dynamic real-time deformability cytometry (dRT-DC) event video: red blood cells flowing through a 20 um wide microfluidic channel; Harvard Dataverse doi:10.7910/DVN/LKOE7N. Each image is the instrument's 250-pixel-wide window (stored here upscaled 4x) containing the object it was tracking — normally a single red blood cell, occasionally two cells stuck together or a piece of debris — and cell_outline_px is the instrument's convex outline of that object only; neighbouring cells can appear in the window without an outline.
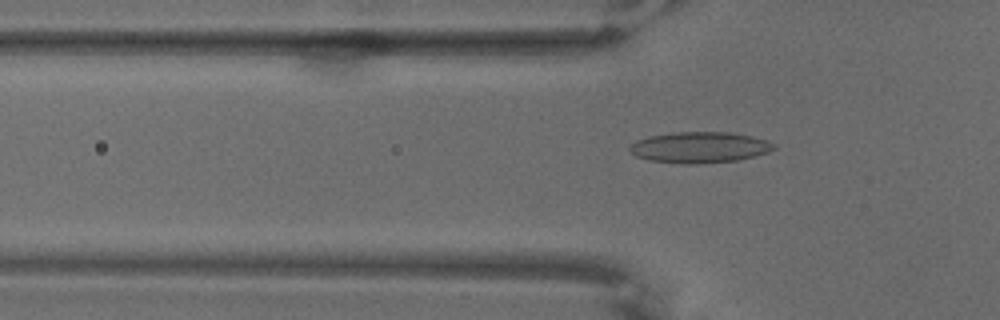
{"species": "common noctule bat (a hibernating species)", "species_latin": "Nyctalus noctula", "temperature_condition": "warm", "stored_images_in_passage": 66, "camera_frame_rate_fps": 3000, "um_per_image_px": 0.085, "animal": {"sex": "male", "body_mass_g": 18.8}, "frame": {"image": 1, "passage_image": 22, "time_ms": 7.0, "image_size_px": [1000, 320], "cell_outline_px": [[776, 148], [768, 152], [736, 160], [700, 164], [680, 164], [648, 160], [636, 156], [628, 152], [628, 144], [636, 140], [648, 136], [672, 132], [732, 132], [752, 136], [768, 140], [776, 144]], "centroid_in_image_um": [59.42, 12.52], "position_along_channel_um": 66.4, "area_um2": 26.47}}
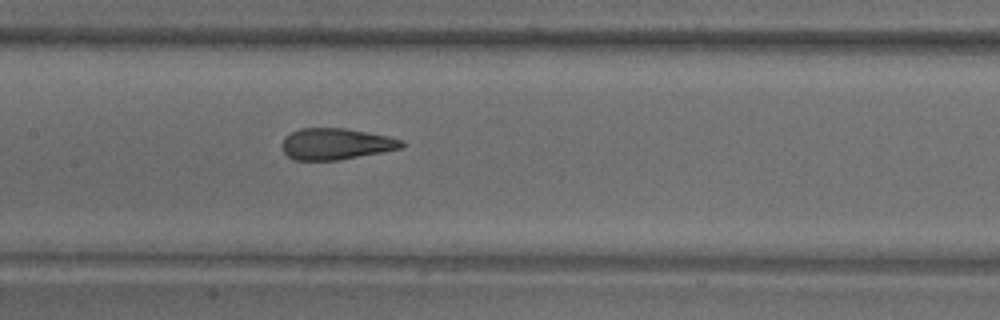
{"frame": {"image": 2, "passage_image": 33, "time_ms": 10.667, "image_size_px": [1000, 320], "cell_outline_px": [[408, 144], [400, 148], [340, 160], [296, 160], [288, 156], [284, 152], [280, 144], [284, 136], [300, 128], [344, 128], [388, 136], [404, 140]], "centroid_in_image_um": [28.54, 12.23], "position_along_channel_um": 178.9, "area_um2": 21.91}}
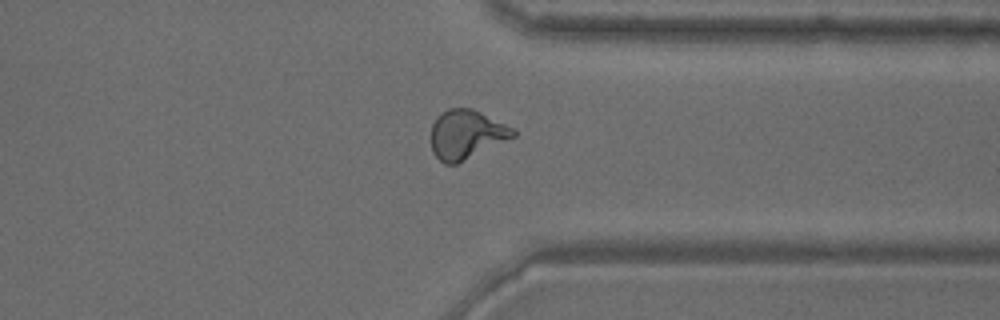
{"frame": {"image": 3, "passage_image": 52, "time_ms": 17.0, "image_size_px": [1000, 320], "cell_outline_px": [[516, 136], [456, 164], [444, 164], [432, 152], [432, 124], [436, 116], [448, 108], [472, 108], [512, 128], [516, 132]], "centroid_in_image_um": [39.61, 11.42], "position_along_channel_um": 371.8, "area_um2": 23.18}}